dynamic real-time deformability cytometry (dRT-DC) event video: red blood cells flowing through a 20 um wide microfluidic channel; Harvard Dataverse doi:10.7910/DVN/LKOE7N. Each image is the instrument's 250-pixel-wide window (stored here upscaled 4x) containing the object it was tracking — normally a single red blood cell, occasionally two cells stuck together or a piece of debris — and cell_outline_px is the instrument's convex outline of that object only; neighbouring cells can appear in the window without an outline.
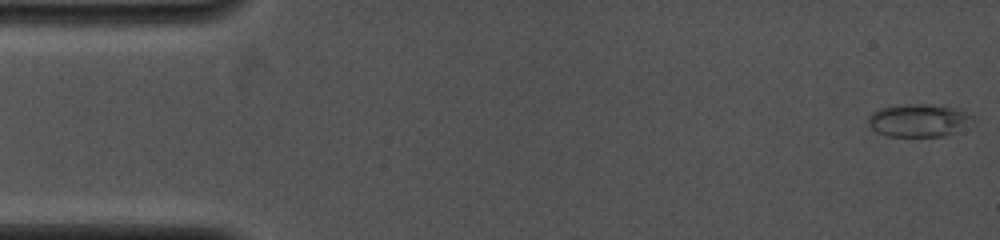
{"species": "common noctule bat (a hibernating species)", "species_latin": "Nyctalus noctula", "temperature_condition": "cold", "stored_images_in_passage": 28, "camera_frame_rate_fps": 4000, "um_per_image_px": 0.085, "animal": {"sex": "female", "body_mass_g": 19.0, "forearm_length_mm": 53.3}, "frame": {"image": 1, "passage_image": 1, "time_ms": 0.0, "image_size_px": [1000, 240], "cell_outline_px": [[976, 124], [956, 132], [944, 136], [888, 136], [876, 132], [868, 124], [868, 116], [872, 112], [880, 108], [900, 104], [932, 104], [952, 108], [964, 112], [972, 116]], "centroid_in_image_um": [78.11, 10.24], "position_along_channel_um": 6.9, "area_um2": 20.23}}
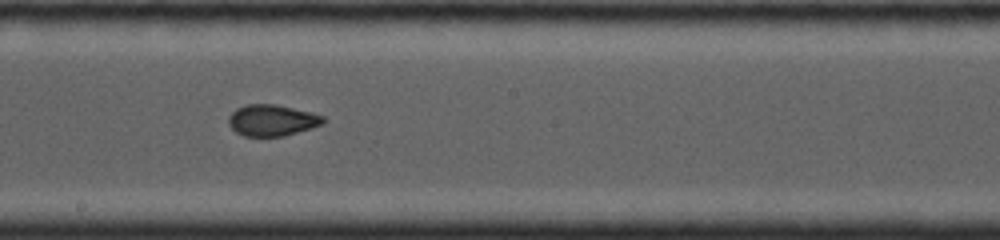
{"frame": {"image": 2, "passage_image": 16, "time_ms": 8.25, "image_size_px": [1000, 240], "cell_outline_px": [[328, 120], [324, 124], [312, 128], [284, 136], [244, 136], [236, 132], [228, 124], [228, 116], [236, 108], [248, 104], [276, 104], [312, 112], [324, 116]], "centroid_in_image_um": [23.16, 10.22], "position_along_channel_um": 225.0, "area_um2": 17.51}}
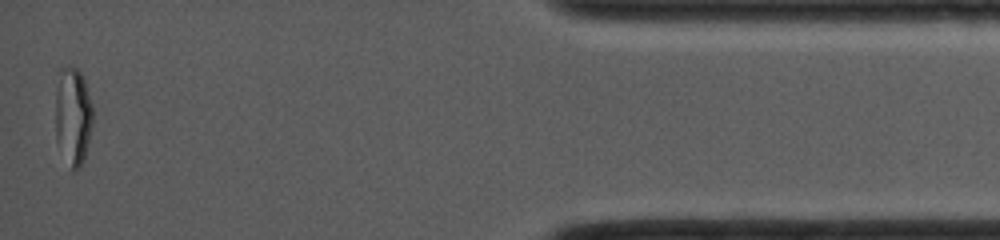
{"frame": {"image": 3, "passage_image": 28, "time_ms": 14.5, "image_size_px": [1000, 240], "cell_outline_px": [[92, 128], [84, 160], [80, 168], [72, 172], [56, 136], [56, 92], [60, 68], [68, 64], [76, 68], [80, 72], [84, 80], [92, 104]], "centroid_in_image_um": [6.22, 9.85], "position_along_channel_um": 429.0, "area_um2": 21.21}, "authors_computed_cell_mechanics": {"area_um2": 18.0047, "velocity_mm_per_s": 4.1952, "shape_relaxation_time_tau1_ms": null, "shape_relaxation_time_tau2_ms": 0.9127, "deformation_change_tau1": null, "deformation_change_tau2": 0.0572}}